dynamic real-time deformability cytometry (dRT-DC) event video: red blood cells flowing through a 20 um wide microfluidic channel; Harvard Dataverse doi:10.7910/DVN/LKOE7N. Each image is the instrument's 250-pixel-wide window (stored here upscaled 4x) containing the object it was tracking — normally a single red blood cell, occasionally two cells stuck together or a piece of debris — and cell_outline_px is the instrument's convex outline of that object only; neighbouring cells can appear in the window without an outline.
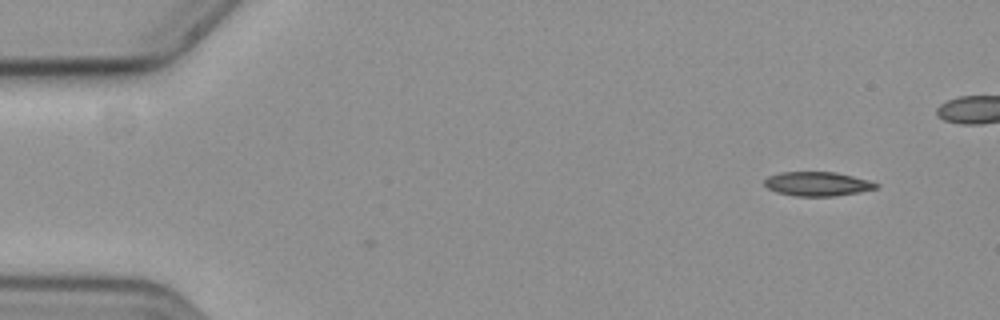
{"species": "common noctule bat (a hibernating species)", "species_latin": "Nyctalus noctula", "temperature_condition": "cold", "stored_images_in_passage": 2, "camera_frame_rate_fps": 3000, "um_per_image_px": 0.085, "animal": {"sex": "female", "body_mass_g": 19.3, "forearm_length_mm": 54.1}, "frame": {"image": 1, "passage_image": 1, "time_ms": 0.0, "image_size_px": [1000, 320], "cell_outline_px": [[880, 184], [876, 188], [860, 192], [832, 196], [796, 196], [776, 192], [768, 188], [764, 184], [764, 180], [768, 176], [780, 172], [836, 172], [868, 180]], "centroid_in_image_um": [69.46, 15.63], "position_along_channel_um": 15.5, "area_um2": 15.66}}